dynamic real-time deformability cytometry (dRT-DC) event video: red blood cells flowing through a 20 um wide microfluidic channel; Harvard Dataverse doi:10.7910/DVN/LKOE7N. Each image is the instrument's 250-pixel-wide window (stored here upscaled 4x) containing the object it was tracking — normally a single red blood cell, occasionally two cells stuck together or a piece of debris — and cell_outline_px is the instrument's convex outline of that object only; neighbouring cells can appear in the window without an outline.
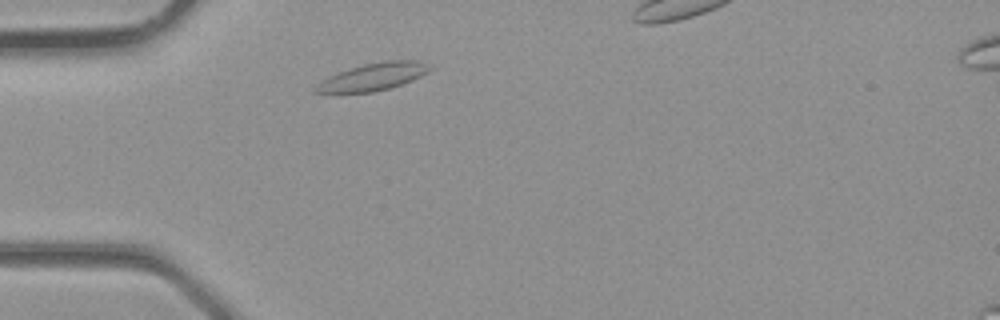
{"species": "common noctule bat (a hibernating species)", "species_latin": "Nyctalus noctula", "temperature_condition": "room temperature", "stored_images_in_passage": 2, "camera_frame_rate_fps": 3000, "um_per_image_px": 0.085, "animal": {"sex": "male", "body_mass_g": 23.1, "forearm_length_mm": 52.7}, "frame": {"image": 1, "passage_image": 1, "time_ms": 0.0, "image_size_px": [1000, 320], "cell_outline_px": [[432, 68], [428, 72], [412, 80], [388, 88], [372, 92], [312, 92], [312, 88], [320, 80], [328, 76], [348, 68], [364, 64], [384, 60], [416, 60]], "centroid_in_image_um": [31.64, 6.52], "position_along_channel_um": 53.4, "area_um2": 18.03}}